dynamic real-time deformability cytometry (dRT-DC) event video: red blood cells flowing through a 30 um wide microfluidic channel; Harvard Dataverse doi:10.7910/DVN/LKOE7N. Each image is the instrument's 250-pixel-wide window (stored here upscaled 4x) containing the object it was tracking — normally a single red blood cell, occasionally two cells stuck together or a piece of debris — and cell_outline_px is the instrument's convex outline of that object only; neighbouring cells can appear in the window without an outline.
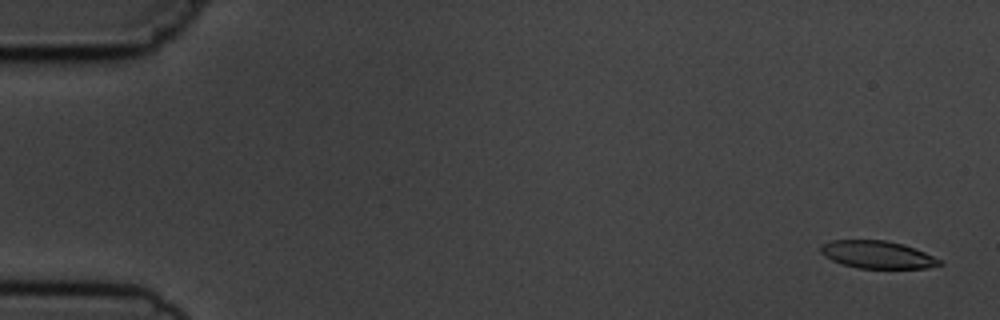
{"species": "common noctule bat (a hibernating species)", "species_latin": "Nyctalus noctula", "temperature_condition": "cold", "stored_images_in_passage": 5, "camera_frame_rate_fps": 3000, "um_per_image_px": 0.085, "animal": {"sex": "male", "body_mass_g": 19.5, "forearm_length_mm": 54.6}, "frame": {"image": 1, "passage_image": 1, "time_ms": 0.0, "image_size_px": [1000, 320], "cell_outline_px": [[944, 264], [928, 268], [860, 268], [840, 264], [824, 256], [820, 252], [820, 248], [824, 244], [832, 240], [884, 240], [904, 244], [916, 248], [940, 260]], "centroid_in_image_um": [74.58, 21.64], "position_along_channel_um": 10.4, "area_um2": 19.07}}
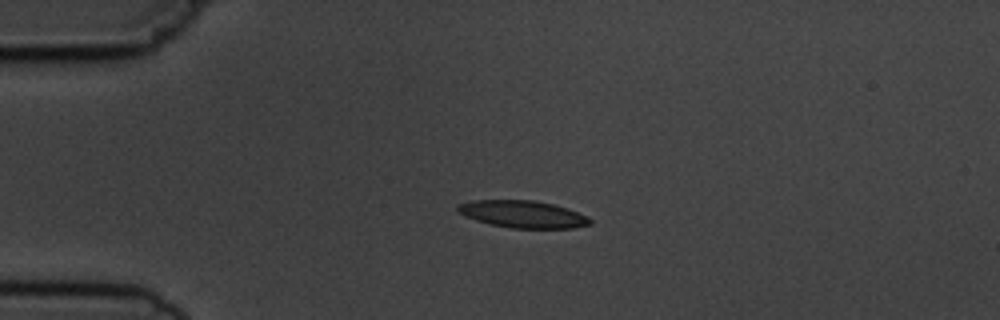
{"frame": {"image": 2, "passage_image": 4, "time_ms": 3.667, "image_size_px": [1000, 320], "cell_outline_px": [[592, 224], [572, 228], [512, 228], [492, 224], [476, 220], [464, 216], [456, 212], [456, 204], [472, 200], [536, 200], [568, 208], [588, 216], [592, 220]], "centroid_in_image_um": [44.42, 18.19], "position_along_channel_um": 40.6, "area_um2": 21.15}}